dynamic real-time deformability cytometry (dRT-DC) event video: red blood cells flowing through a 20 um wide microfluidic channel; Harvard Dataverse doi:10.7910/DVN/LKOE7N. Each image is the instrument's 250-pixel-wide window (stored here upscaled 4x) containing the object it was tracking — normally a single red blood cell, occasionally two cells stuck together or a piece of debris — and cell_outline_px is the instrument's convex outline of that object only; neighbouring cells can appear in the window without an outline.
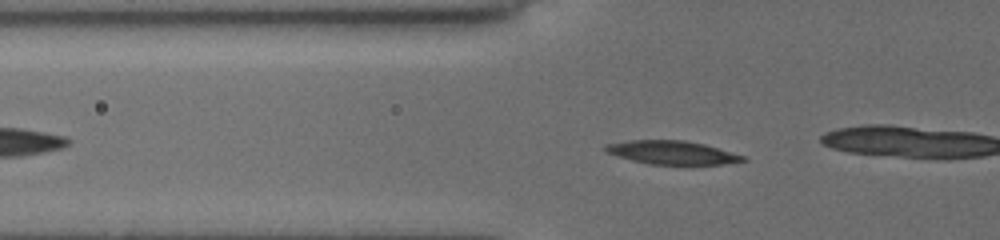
{"species": "common noctule bat (a hibernating species)", "species_latin": "Nyctalus noctula", "temperature_condition": "cold", "stored_images_in_passage": 40, "camera_frame_rate_fps": 3000, "um_per_image_px": 0.085, "animal": {"sex": "female", "body_mass_g": 19.5, "forearm_length_mm": 54.1}, "frame": {"image": 1, "passage_image": 12, "time_ms": 3.667, "image_size_px": [1000, 240], "cell_outline_px": [[748, 160], [724, 164], [648, 164], [616, 156], [604, 152], [604, 144], [628, 140], [684, 140], [704, 144], [744, 156]], "centroid_in_image_um": [57.05, 12.96], "position_along_channel_um": 68.7, "area_um2": 18.79}}
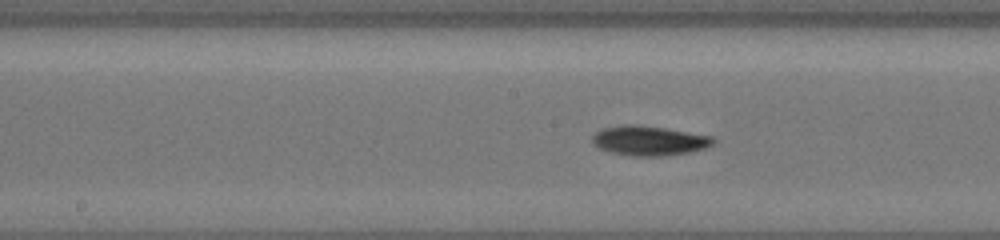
{"frame": {"image": 2, "passage_image": 22, "time_ms": 7.0, "image_size_px": [1000, 240], "cell_outline_px": [[716, 140], [712, 144], [704, 148], [692, 152], [664, 156], [628, 156], [596, 148], [592, 144], [592, 136], [596, 132], [604, 128], [664, 128], [712, 136]], "centroid_in_image_um": [55.22, 12.03], "position_along_channel_um": 193.0, "area_um2": 20.0}}
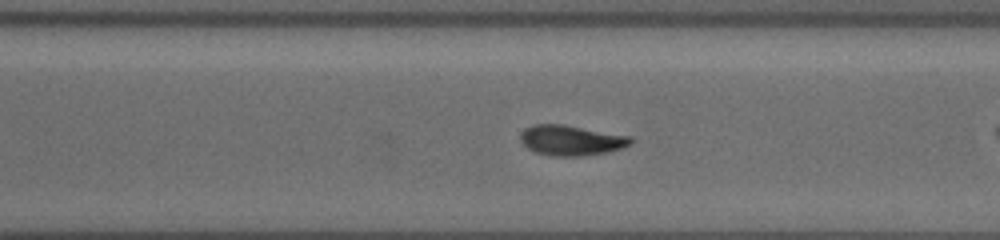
{"frame": {"image": 3, "passage_image": 32, "time_ms": 10.333, "image_size_px": [1000, 240], "cell_outline_px": [[632, 140], [628, 144], [620, 148], [608, 152], [584, 156], [552, 156], [536, 152], [528, 148], [520, 140], [520, 136], [528, 128], [536, 124], [564, 124], [632, 136]], "centroid_in_image_um": [48.58, 11.93], "position_along_channel_um": 322.0, "area_um2": 19.25}}